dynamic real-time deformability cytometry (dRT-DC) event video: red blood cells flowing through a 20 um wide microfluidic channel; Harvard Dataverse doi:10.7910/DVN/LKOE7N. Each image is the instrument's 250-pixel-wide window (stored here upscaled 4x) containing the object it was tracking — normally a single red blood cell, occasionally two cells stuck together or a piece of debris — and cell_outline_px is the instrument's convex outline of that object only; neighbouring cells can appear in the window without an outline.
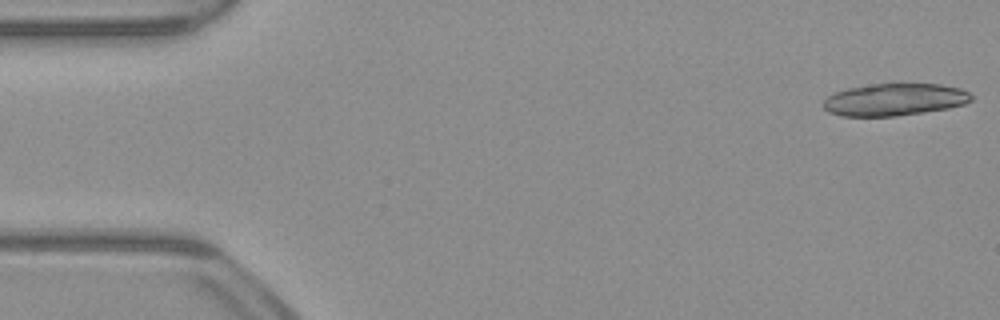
{"species": "common noctule bat (a hibernating species)", "species_latin": "Nyctalus noctula", "temperature_condition": "warm", "stored_images_in_passage": 17, "camera_frame_rate_fps": 3000, "um_per_image_px": 0.085, "animal": {"sex": "male", "body_mass_g": 23.1, "forearm_length_mm": 52.7}, "frame": {"image": 1, "passage_image": 1, "time_ms": 0.0, "image_size_px": [1000, 320], "cell_outline_px": [[972, 100], [964, 104], [948, 108], [896, 116], [840, 116], [828, 112], [820, 104], [832, 92], [848, 88], [872, 84], [940, 84], [960, 88], [968, 92], [972, 96]], "centroid_in_image_um": [75.98, 8.46], "position_along_channel_um": 9.0, "area_um2": 27.86}}